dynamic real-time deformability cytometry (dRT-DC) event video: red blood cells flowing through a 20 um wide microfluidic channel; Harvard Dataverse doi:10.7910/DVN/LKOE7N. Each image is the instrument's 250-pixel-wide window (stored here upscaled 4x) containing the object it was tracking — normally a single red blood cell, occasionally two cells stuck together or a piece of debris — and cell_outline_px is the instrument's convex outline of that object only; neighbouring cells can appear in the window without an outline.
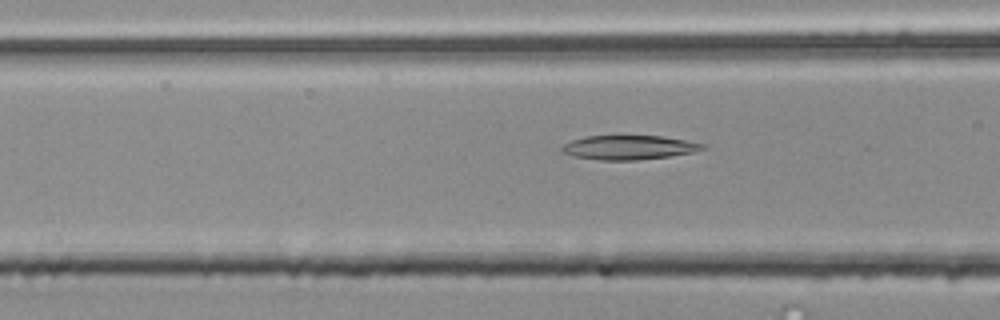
{"species": "common noctule bat (a hibernating species)", "species_latin": "Nyctalus noctula", "temperature_condition": "room temperature", "stored_images_in_passage": 38, "camera_frame_rate_fps": 3000, "um_per_image_px": 0.085, "animal": {"sex": "male", "body_mass_g": 20.4}, "frame": {"image": 1, "passage_image": 11, "time_ms": 3.333, "image_size_px": [1000, 320], "cell_outline_px": [[708, 144], [704, 148], [692, 152], [668, 156], [636, 160], [600, 160], [572, 156], [560, 152], [560, 148], [564, 144], [572, 140], [584, 136], [664, 136]], "centroid_in_image_um": [53.42, 12.53], "position_along_channel_um": 113.2, "area_um2": 19.88}}
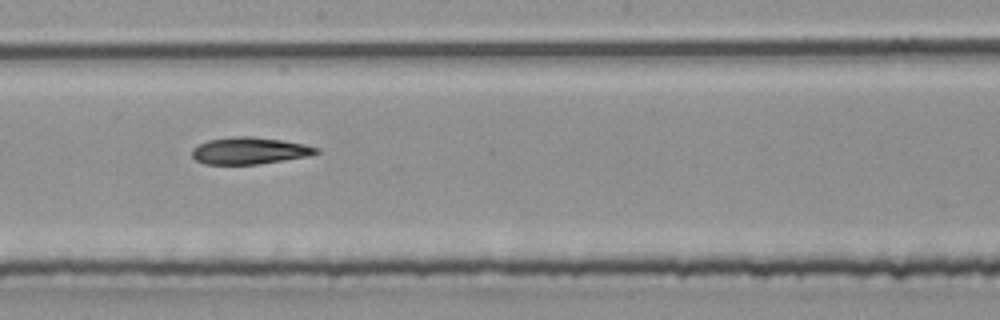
{"frame": {"image": 2, "passage_image": 20, "time_ms": 6.333, "image_size_px": [1000, 320], "cell_outline_px": [[320, 152], [308, 156], [256, 164], [204, 164], [196, 160], [192, 156], [192, 148], [208, 140], [236, 136], [252, 136], [280, 140], [304, 144], [320, 148]], "centroid_in_image_um": [21.2, 12.81], "position_along_channel_um": 227.0, "area_um2": 19.31}}
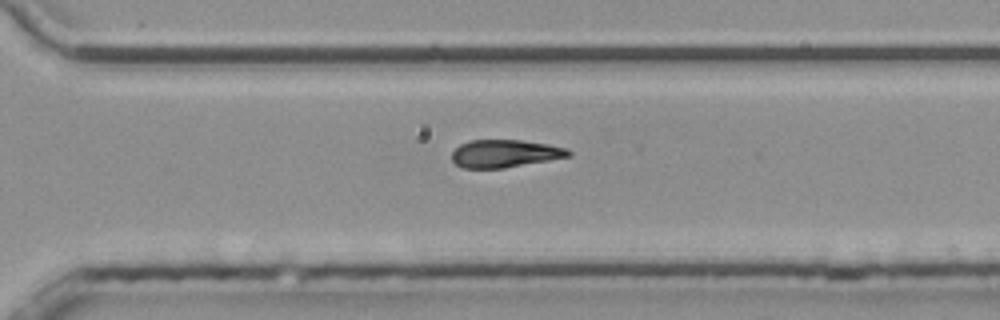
{"frame": {"image": 3, "passage_image": 28, "time_ms": 9.0, "image_size_px": [1000, 320], "cell_outline_px": [[572, 156], [504, 168], [460, 168], [452, 160], [452, 152], [460, 144], [468, 140], [520, 140], [548, 144], [568, 148], [572, 152]], "centroid_in_image_um": [42.92, 13.05], "position_along_channel_um": 327.7, "area_um2": 18.96}}